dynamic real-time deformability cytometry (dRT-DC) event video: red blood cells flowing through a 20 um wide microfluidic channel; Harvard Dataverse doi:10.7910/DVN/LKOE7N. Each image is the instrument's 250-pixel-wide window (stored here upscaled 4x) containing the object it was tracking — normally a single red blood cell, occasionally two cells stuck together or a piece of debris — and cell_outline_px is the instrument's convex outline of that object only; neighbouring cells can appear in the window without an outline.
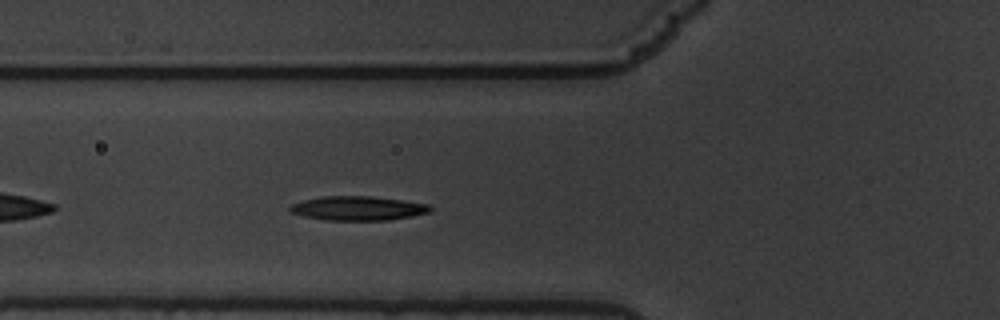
{"species": "common noctule bat (a hibernating species)", "species_latin": "Nyctalus noctula", "temperature_condition": "warm", "stored_images_in_passage": 44, "camera_frame_rate_fps": 3000, "um_per_image_px": 0.085, "animal": {"sex": "male", "body_mass_g": 19.5, "forearm_length_mm": 54.6}, "frame": {"image": 1, "passage_image": 6, "time_ms": 1.667, "image_size_px": [1000, 320], "cell_outline_px": [[432, 208], [428, 212], [412, 216], [388, 220], [324, 220], [304, 216], [292, 212], [288, 208], [292, 204], [304, 200], [320, 196], [368, 196], [432, 204]], "centroid_in_image_um": [30.43, 17.7], "position_along_channel_um": 95.4, "area_um2": 19.65}}
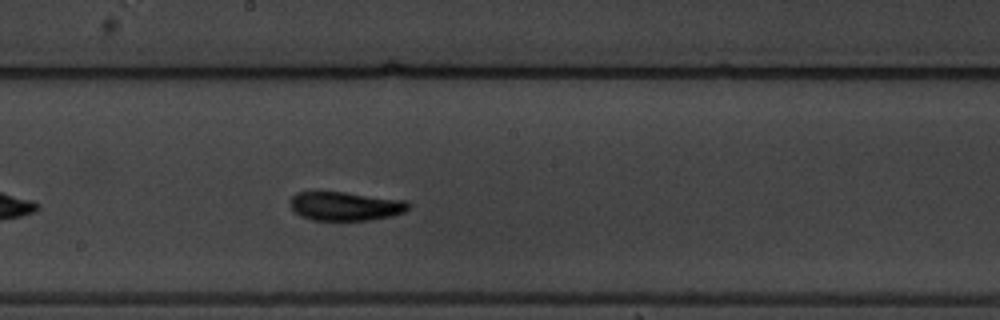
{"frame": {"image": 2, "passage_image": 17, "time_ms": 5.333, "image_size_px": [1000, 320], "cell_outline_px": [[412, 204], [404, 212], [392, 216], [368, 220], [312, 220], [300, 216], [292, 208], [292, 196], [296, 192], [344, 192], [404, 200]], "centroid_in_image_um": [29.38, 17.52], "position_along_channel_um": 218.8, "area_um2": 19.71}}
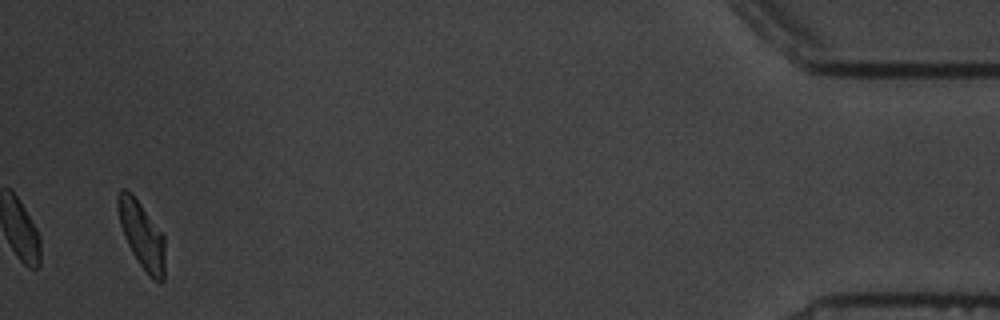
{"frame": {"image": 3, "passage_image": 42, "time_ms": 13.667, "image_size_px": [1000, 320], "cell_outline_px": [[164, 280], [160, 284], [152, 280], [140, 264], [132, 252], [124, 236], [120, 224], [116, 204], [116, 200], [120, 188], [124, 188], [132, 192], [164, 236]], "centroid_in_image_um": [12.04, 19.96], "position_along_channel_um": 423.2, "area_um2": 18.38}, "authors_computed_cell_mechanics": {"area_um2": 19.7965, "velocity_mm_per_s": 3.375, "shape_relaxation_time_tau1_ms": 5.374, "shape_relaxation_time_tau2_ms": 2.0504, "deformation_change_tau1": 0.1689, "deformation_change_tau2": 0.0812}}